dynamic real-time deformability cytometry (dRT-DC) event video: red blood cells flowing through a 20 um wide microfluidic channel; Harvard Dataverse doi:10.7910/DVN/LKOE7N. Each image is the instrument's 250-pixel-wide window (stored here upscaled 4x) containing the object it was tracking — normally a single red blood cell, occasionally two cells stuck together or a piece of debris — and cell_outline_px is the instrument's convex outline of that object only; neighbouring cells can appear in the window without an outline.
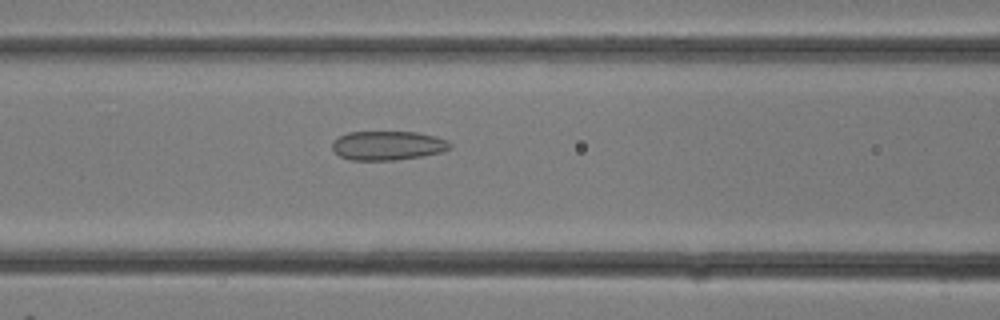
{"species": "common noctule bat (a hibernating species)", "species_latin": "Nyctalus noctula", "temperature_condition": "room temperature", "stored_images_in_passage": 28, "camera_frame_rate_fps": 3000, "um_per_image_px": 0.085, "animal": {"sex": "female"}, "frame": {"image": 1, "passage_image": 12, "time_ms": 3.667, "image_size_px": [1000, 320], "cell_outline_px": [[452, 148], [444, 152], [424, 156], [396, 160], [352, 160], [340, 156], [332, 148], [332, 140], [348, 132], [416, 132], [436, 136], [448, 140], [452, 144]], "centroid_in_image_um": [33.01, 12.37], "position_along_channel_um": 133.6, "area_um2": 20.23}}
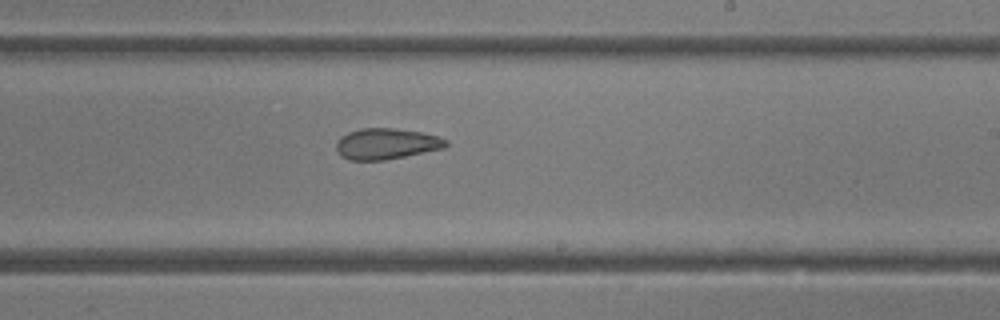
{"frame": {"image": 2, "passage_image": 17, "time_ms": 5.333, "image_size_px": [1000, 320], "cell_outline_px": [[448, 144], [444, 148], [384, 160], [348, 160], [340, 156], [336, 152], [336, 140], [340, 136], [348, 132], [360, 128], [396, 128], [420, 132], [436, 136], [448, 140]], "centroid_in_image_um": [32.78, 12.22], "position_along_channel_um": 256.2, "area_um2": 19.88}}
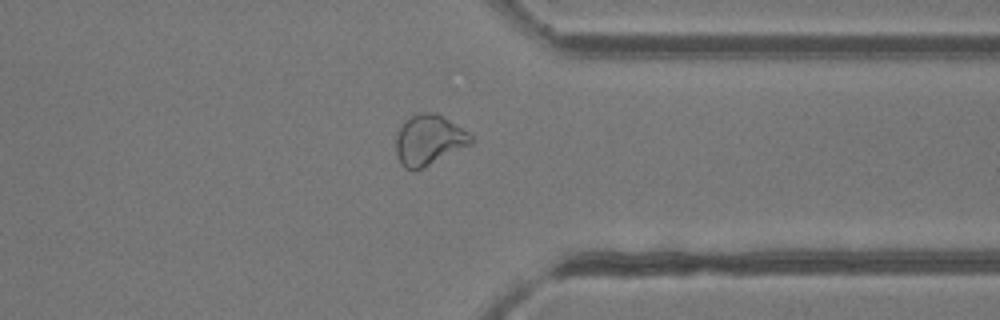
{"frame": {"image": 3, "passage_image": 22, "time_ms": 7.0, "image_size_px": [1000, 320], "cell_outline_px": [[472, 144], [424, 168], [404, 168], [400, 164], [396, 156], [396, 136], [400, 128], [412, 116], [420, 112], [436, 112], [468, 132], [472, 136]], "centroid_in_image_um": [36.46, 11.91], "position_along_channel_um": 374.9, "area_um2": 21.79}}